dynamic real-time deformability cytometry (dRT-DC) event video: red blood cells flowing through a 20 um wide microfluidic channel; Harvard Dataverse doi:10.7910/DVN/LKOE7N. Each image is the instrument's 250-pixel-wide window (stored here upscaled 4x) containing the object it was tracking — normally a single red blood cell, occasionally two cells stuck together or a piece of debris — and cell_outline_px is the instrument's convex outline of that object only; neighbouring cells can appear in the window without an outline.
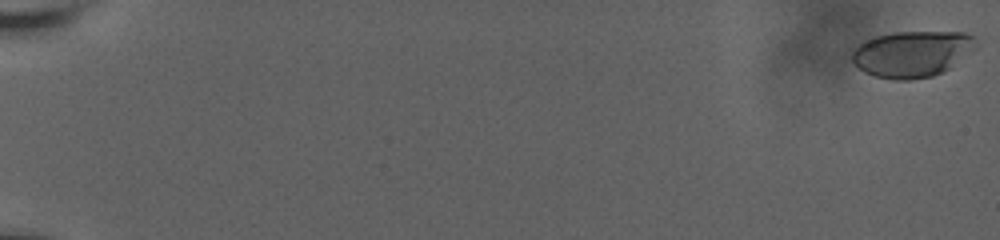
{"species": "human", "species_latin": "Homo sapiens", "temperature_condition": "room temperature", "stored_images_in_passage": 20, "camera_frame_rate_fps": 3000, "um_per_image_px": 0.085, "donor": {"sex": "male"}, "frame": {"image": 1, "passage_image": 1, "time_ms": 0.0, "image_size_px": [1000, 240], "cell_outline_px": [[976, 48], [944, 72], [932, 76], [908, 80], [892, 80], [876, 76], [864, 72], [852, 60], [852, 52], [864, 40], [876, 36], [892, 32], [964, 32], [976, 36]], "centroid_in_image_um": [77.55, 4.57], "position_along_channel_um": 7.4, "area_um2": 33.41}}
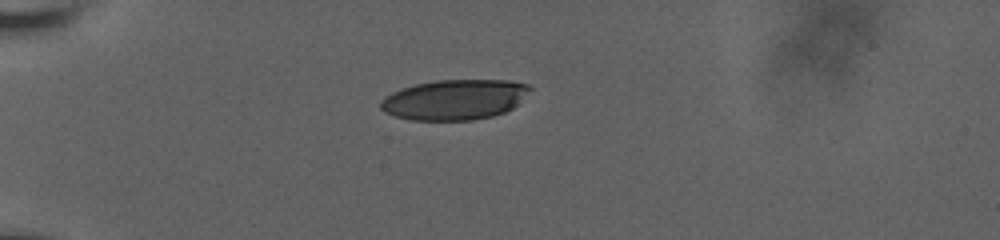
{"frame": {"image": 2, "passage_image": 16, "time_ms": 6.333, "image_size_px": [1000, 240], "cell_outline_px": [[532, 88], [512, 108], [504, 112], [492, 116], [472, 120], [408, 120], [384, 112], [380, 108], [380, 100], [384, 96], [392, 92], [416, 84], [436, 80], [512, 80], [528, 84]], "centroid_in_image_um": [38.61, 8.46], "position_along_channel_um": 46.4, "area_um2": 34.97}}